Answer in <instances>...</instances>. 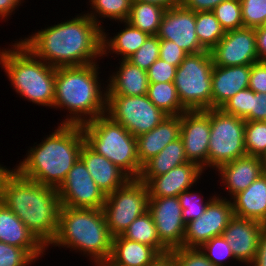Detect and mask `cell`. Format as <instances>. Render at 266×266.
Instances as JSON below:
<instances>
[{
  "label": "cell",
  "instance_id": "obj_1",
  "mask_svg": "<svg viewBox=\"0 0 266 266\" xmlns=\"http://www.w3.org/2000/svg\"><path fill=\"white\" fill-rule=\"evenodd\" d=\"M19 40L55 68L89 65L102 59V28L86 12Z\"/></svg>",
  "mask_w": 266,
  "mask_h": 266
},
{
  "label": "cell",
  "instance_id": "obj_2",
  "mask_svg": "<svg viewBox=\"0 0 266 266\" xmlns=\"http://www.w3.org/2000/svg\"><path fill=\"white\" fill-rule=\"evenodd\" d=\"M1 202L49 248L58 233L61 202L57 188L26 178L13 167L3 181Z\"/></svg>",
  "mask_w": 266,
  "mask_h": 266
},
{
  "label": "cell",
  "instance_id": "obj_3",
  "mask_svg": "<svg viewBox=\"0 0 266 266\" xmlns=\"http://www.w3.org/2000/svg\"><path fill=\"white\" fill-rule=\"evenodd\" d=\"M53 131L39 144L34 142L14 169L26 178L58 189L80 157L85 137L81 125L59 124Z\"/></svg>",
  "mask_w": 266,
  "mask_h": 266
},
{
  "label": "cell",
  "instance_id": "obj_4",
  "mask_svg": "<svg viewBox=\"0 0 266 266\" xmlns=\"http://www.w3.org/2000/svg\"><path fill=\"white\" fill-rule=\"evenodd\" d=\"M98 68V62L56 68L53 109L69 112L60 124L84 125L106 114L107 85Z\"/></svg>",
  "mask_w": 266,
  "mask_h": 266
},
{
  "label": "cell",
  "instance_id": "obj_5",
  "mask_svg": "<svg viewBox=\"0 0 266 266\" xmlns=\"http://www.w3.org/2000/svg\"><path fill=\"white\" fill-rule=\"evenodd\" d=\"M112 241L102 209L61 206L58 233L49 247L70 248L89 257L93 266H102L110 257Z\"/></svg>",
  "mask_w": 266,
  "mask_h": 266
},
{
  "label": "cell",
  "instance_id": "obj_6",
  "mask_svg": "<svg viewBox=\"0 0 266 266\" xmlns=\"http://www.w3.org/2000/svg\"><path fill=\"white\" fill-rule=\"evenodd\" d=\"M0 48V67L15 92L28 102L53 108L56 68L36 57L19 40Z\"/></svg>",
  "mask_w": 266,
  "mask_h": 266
},
{
  "label": "cell",
  "instance_id": "obj_7",
  "mask_svg": "<svg viewBox=\"0 0 266 266\" xmlns=\"http://www.w3.org/2000/svg\"><path fill=\"white\" fill-rule=\"evenodd\" d=\"M85 143L130 179H139L143 166L137 156L136 137L106 114L81 125Z\"/></svg>",
  "mask_w": 266,
  "mask_h": 266
},
{
  "label": "cell",
  "instance_id": "obj_8",
  "mask_svg": "<svg viewBox=\"0 0 266 266\" xmlns=\"http://www.w3.org/2000/svg\"><path fill=\"white\" fill-rule=\"evenodd\" d=\"M210 51L188 54L176 69L174 85L181 105L187 111L212 108V69Z\"/></svg>",
  "mask_w": 266,
  "mask_h": 266
},
{
  "label": "cell",
  "instance_id": "obj_9",
  "mask_svg": "<svg viewBox=\"0 0 266 266\" xmlns=\"http://www.w3.org/2000/svg\"><path fill=\"white\" fill-rule=\"evenodd\" d=\"M245 123V119L227 114L220 108L210 109L208 168L216 170L246 155Z\"/></svg>",
  "mask_w": 266,
  "mask_h": 266
},
{
  "label": "cell",
  "instance_id": "obj_10",
  "mask_svg": "<svg viewBox=\"0 0 266 266\" xmlns=\"http://www.w3.org/2000/svg\"><path fill=\"white\" fill-rule=\"evenodd\" d=\"M148 188L140 179H129L106 196L102 211L113 237L122 235L128 226L148 211Z\"/></svg>",
  "mask_w": 266,
  "mask_h": 266
},
{
  "label": "cell",
  "instance_id": "obj_11",
  "mask_svg": "<svg viewBox=\"0 0 266 266\" xmlns=\"http://www.w3.org/2000/svg\"><path fill=\"white\" fill-rule=\"evenodd\" d=\"M106 115L133 136L151 131L168 115L143 96H107Z\"/></svg>",
  "mask_w": 266,
  "mask_h": 266
},
{
  "label": "cell",
  "instance_id": "obj_12",
  "mask_svg": "<svg viewBox=\"0 0 266 266\" xmlns=\"http://www.w3.org/2000/svg\"><path fill=\"white\" fill-rule=\"evenodd\" d=\"M233 217L231 200L216 194L205 212L199 218L186 224L183 247L200 248L213 237L222 236Z\"/></svg>",
  "mask_w": 266,
  "mask_h": 266
},
{
  "label": "cell",
  "instance_id": "obj_13",
  "mask_svg": "<svg viewBox=\"0 0 266 266\" xmlns=\"http://www.w3.org/2000/svg\"><path fill=\"white\" fill-rule=\"evenodd\" d=\"M57 190L61 206L70 208L102 209L106 199L80 157Z\"/></svg>",
  "mask_w": 266,
  "mask_h": 266
},
{
  "label": "cell",
  "instance_id": "obj_14",
  "mask_svg": "<svg viewBox=\"0 0 266 266\" xmlns=\"http://www.w3.org/2000/svg\"><path fill=\"white\" fill-rule=\"evenodd\" d=\"M148 211L160 242L169 251L183 247L186 224L178 197L149 198Z\"/></svg>",
  "mask_w": 266,
  "mask_h": 266
},
{
  "label": "cell",
  "instance_id": "obj_15",
  "mask_svg": "<svg viewBox=\"0 0 266 266\" xmlns=\"http://www.w3.org/2000/svg\"><path fill=\"white\" fill-rule=\"evenodd\" d=\"M210 109L186 111L181 114L180 138L188 162L208 170Z\"/></svg>",
  "mask_w": 266,
  "mask_h": 266
},
{
  "label": "cell",
  "instance_id": "obj_16",
  "mask_svg": "<svg viewBox=\"0 0 266 266\" xmlns=\"http://www.w3.org/2000/svg\"><path fill=\"white\" fill-rule=\"evenodd\" d=\"M210 54L216 66L252 65L259 61L255 29L243 27L225 32Z\"/></svg>",
  "mask_w": 266,
  "mask_h": 266
},
{
  "label": "cell",
  "instance_id": "obj_17",
  "mask_svg": "<svg viewBox=\"0 0 266 266\" xmlns=\"http://www.w3.org/2000/svg\"><path fill=\"white\" fill-rule=\"evenodd\" d=\"M196 12L182 5L166 9L156 36L159 39L173 41L187 54L206 51L196 35Z\"/></svg>",
  "mask_w": 266,
  "mask_h": 266
},
{
  "label": "cell",
  "instance_id": "obj_18",
  "mask_svg": "<svg viewBox=\"0 0 266 266\" xmlns=\"http://www.w3.org/2000/svg\"><path fill=\"white\" fill-rule=\"evenodd\" d=\"M205 173L202 168L192 162L171 169L156 177H139L148 188L149 198L178 197L190 189ZM201 176V177H200Z\"/></svg>",
  "mask_w": 266,
  "mask_h": 266
},
{
  "label": "cell",
  "instance_id": "obj_19",
  "mask_svg": "<svg viewBox=\"0 0 266 266\" xmlns=\"http://www.w3.org/2000/svg\"><path fill=\"white\" fill-rule=\"evenodd\" d=\"M266 225L255 220L234 216L223 232L230 243L235 261L249 266L256 256L259 238Z\"/></svg>",
  "mask_w": 266,
  "mask_h": 266
},
{
  "label": "cell",
  "instance_id": "obj_20",
  "mask_svg": "<svg viewBox=\"0 0 266 266\" xmlns=\"http://www.w3.org/2000/svg\"><path fill=\"white\" fill-rule=\"evenodd\" d=\"M217 171L222 181L221 185H224L222 189L225 188L228 191L231 200L266 171V160L259 156L246 154L219 166Z\"/></svg>",
  "mask_w": 266,
  "mask_h": 266
},
{
  "label": "cell",
  "instance_id": "obj_21",
  "mask_svg": "<svg viewBox=\"0 0 266 266\" xmlns=\"http://www.w3.org/2000/svg\"><path fill=\"white\" fill-rule=\"evenodd\" d=\"M251 65L213 66L212 108H221L236 93L247 89Z\"/></svg>",
  "mask_w": 266,
  "mask_h": 266
},
{
  "label": "cell",
  "instance_id": "obj_22",
  "mask_svg": "<svg viewBox=\"0 0 266 266\" xmlns=\"http://www.w3.org/2000/svg\"><path fill=\"white\" fill-rule=\"evenodd\" d=\"M0 241L25 249L36 261L43 257L47 250L21 219L2 202H0Z\"/></svg>",
  "mask_w": 266,
  "mask_h": 266
},
{
  "label": "cell",
  "instance_id": "obj_23",
  "mask_svg": "<svg viewBox=\"0 0 266 266\" xmlns=\"http://www.w3.org/2000/svg\"><path fill=\"white\" fill-rule=\"evenodd\" d=\"M80 158L105 196L122 187L130 179L115 164L104 156L97 154L86 143L81 148Z\"/></svg>",
  "mask_w": 266,
  "mask_h": 266
},
{
  "label": "cell",
  "instance_id": "obj_24",
  "mask_svg": "<svg viewBox=\"0 0 266 266\" xmlns=\"http://www.w3.org/2000/svg\"><path fill=\"white\" fill-rule=\"evenodd\" d=\"M181 115L167 116L151 131L136 137L137 156L143 166L172 141L180 137Z\"/></svg>",
  "mask_w": 266,
  "mask_h": 266
},
{
  "label": "cell",
  "instance_id": "obj_25",
  "mask_svg": "<svg viewBox=\"0 0 266 266\" xmlns=\"http://www.w3.org/2000/svg\"><path fill=\"white\" fill-rule=\"evenodd\" d=\"M117 71L108 77L107 96H143L148 93L147 71L128 60L118 62Z\"/></svg>",
  "mask_w": 266,
  "mask_h": 266
},
{
  "label": "cell",
  "instance_id": "obj_26",
  "mask_svg": "<svg viewBox=\"0 0 266 266\" xmlns=\"http://www.w3.org/2000/svg\"><path fill=\"white\" fill-rule=\"evenodd\" d=\"M234 216L266 225V171L232 199Z\"/></svg>",
  "mask_w": 266,
  "mask_h": 266
},
{
  "label": "cell",
  "instance_id": "obj_27",
  "mask_svg": "<svg viewBox=\"0 0 266 266\" xmlns=\"http://www.w3.org/2000/svg\"><path fill=\"white\" fill-rule=\"evenodd\" d=\"M159 255L149 245L118 235L113 237L110 257L102 266H149Z\"/></svg>",
  "mask_w": 266,
  "mask_h": 266
},
{
  "label": "cell",
  "instance_id": "obj_28",
  "mask_svg": "<svg viewBox=\"0 0 266 266\" xmlns=\"http://www.w3.org/2000/svg\"><path fill=\"white\" fill-rule=\"evenodd\" d=\"M125 28L117 32L113 37L102 29V58L109 57V53L120 56L121 60H127L145 42L149 36L147 33L133 27L129 22L123 21Z\"/></svg>",
  "mask_w": 266,
  "mask_h": 266
},
{
  "label": "cell",
  "instance_id": "obj_29",
  "mask_svg": "<svg viewBox=\"0 0 266 266\" xmlns=\"http://www.w3.org/2000/svg\"><path fill=\"white\" fill-rule=\"evenodd\" d=\"M187 162L185 148L179 137L143 165L140 177H156Z\"/></svg>",
  "mask_w": 266,
  "mask_h": 266
},
{
  "label": "cell",
  "instance_id": "obj_30",
  "mask_svg": "<svg viewBox=\"0 0 266 266\" xmlns=\"http://www.w3.org/2000/svg\"><path fill=\"white\" fill-rule=\"evenodd\" d=\"M165 11V8L155 4L132 1L127 22L148 35H156Z\"/></svg>",
  "mask_w": 266,
  "mask_h": 266
},
{
  "label": "cell",
  "instance_id": "obj_31",
  "mask_svg": "<svg viewBox=\"0 0 266 266\" xmlns=\"http://www.w3.org/2000/svg\"><path fill=\"white\" fill-rule=\"evenodd\" d=\"M124 238L153 247L159 254L169 252L160 242L156 226L149 211L136 218L122 234Z\"/></svg>",
  "mask_w": 266,
  "mask_h": 266
},
{
  "label": "cell",
  "instance_id": "obj_32",
  "mask_svg": "<svg viewBox=\"0 0 266 266\" xmlns=\"http://www.w3.org/2000/svg\"><path fill=\"white\" fill-rule=\"evenodd\" d=\"M149 100L168 116L181 115L187 110L181 105L173 82L149 83Z\"/></svg>",
  "mask_w": 266,
  "mask_h": 266
},
{
  "label": "cell",
  "instance_id": "obj_33",
  "mask_svg": "<svg viewBox=\"0 0 266 266\" xmlns=\"http://www.w3.org/2000/svg\"><path fill=\"white\" fill-rule=\"evenodd\" d=\"M88 2L92 11H87L86 14L102 29L104 28L101 24L103 19L109 18L110 21L120 22V24L127 21L132 4V0H89Z\"/></svg>",
  "mask_w": 266,
  "mask_h": 266
},
{
  "label": "cell",
  "instance_id": "obj_34",
  "mask_svg": "<svg viewBox=\"0 0 266 266\" xmlns=\"http://www.w3.org/2000/svg\"><path fill=\"white\" fill-rule=\"evenodd\" d=\"M195 24L197 38L206 51H211L225 35V30L212 11L196 12Z\"/></svg>",
  "mask_w": 266,
  "mask_h": 266
},
{
  "label": "cell",
  "instance_id": "obj_35",
  "mask_svg": "<svg viewBox=\"0 0 266 266\" xmlns=\"http://www.w3.org/2000/svg\"><path fill=\"white\" fill-rule=\"evenodd\" d=\"M244 141L247 155L266 160V125L263 121H246Z\"/></svg>",
  "mask_w": 266,
  "mask_h": 266
},
{
  "label": "cell",
  "instance_id": "obj_36",
  "mask_svg": "<svg viewBox=\"0 0 266 266\" xmlns=\"http://www.w3.org/2000/svg\"><path fill=\"white\" fill-rule=\"evenodd\" d=\"M191 190L192 189L190 188L178 195V199L182 208V217L185 224H188L190 221L199 218L205 212L209 202L216 196L214 194L205 200L201 196V191L195 192Z\"/></svg>",
  "mask_w": 266,
  "mask_h": 266
},
{
  "label": "cell",
  "instance_id": "obj_37",
  "mask_svg": "<svg viewBox=\"0 0 266 266\" xmlns=\"http://www.w3.org/2000/svg\"><path fill=\"white\" fill-rule=\"evenodd\" d=\"M225 32L243 28L240 0H226L212 11Z\"/></svg>",
  "mask_w": 266,
  "mask_h": 266
},
{
  "label": "cell",
  "instance_id": "obj_38",
  "mask_svg": "<svg viewBox=\"0 0 266 266\" xmlns=\"http://www.w3.org/2000/svg\"><path fill=\"white\" fill-rule=\"evenodd\" d=\"M200 250L215 266H228L230 258L235 260L230 243L222 236L213 237L200 247ZM227 264V265H226Z\"/></svg>",
  "mask_w": 266,
  "mask_h": 266
},
{
  "label": "cell",
  "instance_id": "obj_39",
  "mask_svg": "<svg viewBox=\"0 0 266 266\" xmlns=\"http://www.w3.org/2000/svg\"><path fill=\"white\" fill-rule=\"evenodd\" d=\"M255 92L250 88L236 93L220 109L225 113L252 121V97Z\"/></svg>",
  "mask_w": 266,
  "mask_h": 266
},
{
  "label": "cell",
  "instance_id": "obj_40",
  "mask_svg": "<svg viewBox=\"0 0 266 266\" xmlns=\"http://www.w3.org/2000/svg\"><path fill=\"white\" fill-rule=\"evenodd\" d=\"M160 39L156 35H149L144 44L127 60L133 65L147 71L159 58Z\"/></svg>",
  "mask_w": 266,
  "mask_h": 266
},
{
  "label": "cell",
  "instance_id": "obj_41",
  "mask_svg": "<svg viewBox=\"0 0 266 266\" xmlns=\"http://www.w3.org/2000/svg\"><path fill=\"white\" fill-rule=\"evenodd\" d=\"M244 27L258 28L266 23V0H240Z\"/></svg>",
  "mask_w": 266,
  "mask_h": 266
},
{
  "label": "cell",
  "instance_id": "obj_42",
  "mask_svg": "<svg viewBox=\"0 0 266 266\" xmlns=\"http://www.w3.org/2000/svg\"><path fill=\"white\" fill-rule=\"evenodd\" d=\"M35 261L25 249L0 241V266H31Z\"/></svg>",
  "mask_w": 266,
  "mask_h": 266
},
{
  "label": "cell",
  "instance_id": "obj_43",
  "mask_svg": "<svg viewBox=\"0 0 266 266\" xmlns=\"http://www.w3.org/2000/svg\"><path fill=\"white\" fill-rule=\"evenodd\" d=\"M170 252L175 256L177 266H215L200 248L180 247Z\"/></svg>",
  "mask_w": 266,
  "mask_h": 266
},
{
  "label": "cell",
  "instance_id": "obj_44",
  "mask_svg": "<svg viewBox=\"0 0 266 266\" xmlns=\"http://www.w3.org/2000/svg\"><path fill=\"white\" fill-rule=\"evenodd\" d=\"M177 67L158 58L147 70L149 83L173 82Z\"/></svg>",
  "mask_w": 266,
  "mask_h": 266
},
{
  "label": "cell",
  "instance_id": "obj_45",
  "mask_svg": "<svg viewBox=\"0 0 266 266\" xmlns=\"http://www.w3.org/2000/svg\"><path fill=\"white\" fill-rule=\"evenodd\" d=\"M188 54L173 41L160 39L159 58L178 67Z\"/></svg>",
  "mask_w": 266,
  "mask_h": 266
},
{
  "label": "cell",
  "instance_id": "obj_46",
  "mask_svg": "<svg viewBox=\"0 0 266 266\" xmlns=\"http://www.w3.org/2000/svg\"><path fill=\"white\" fill-rule=\"evenodd\" d=\"M248 88L255 93H266V61H257L251 65Z\"/></svg>",
  "mask_w": 266,
  "mask_h": 266
},
{
  "label": "cell",
  "instance_id": "obj_47",
  "mask_svg": "<svg viewBox=\"0 0 266 266\" xmlns=\"http://www.w3.org/2000/svg\"><path fill=\"white\" fill-rule=\"evenodd\" d=\"M223 1L226 0H182L181 5L194 12H211Z\"/></svg>",
  "mask_w": 266,
  "mask_h": 266
},
{
  "label": "cell",
  "instance_id": "obj_48",
  "mask_svg": "<svg viewBox=\"0 0 266 266\" xmlns=\"http://www.w3.org/2000/svg\"><path fill=\"white\" fill-rule=\"evenodd\" d=\"M266 118V93H255L252 97V121Z\"/></svg>",
  "mask_w": 266,
  "mask_h": 266
},
{
  "label": "cell",
  "instance_id": "obj_49",
  "mask_svg": "<svg viewBox=\"0 0 266 266\" xmlns=\"http://www.w3.org/2000/svg\"><path fill=\"white\" fill-rule=\"evenodd\" d=\"M256 49L259 61H266V27L255 28Z\"/></svg>",
  "mask_w": 266,
  "mask_h": 266
},
{
  "label": "cell",
  "instance_id": "obj_50",
  "mask_svg": "<svg viewBox=\"0 0 266 266\" xmlns=\"http://www.w3.org/2000/svg\"><path fill=\"white\" fill-rule=\"evenodd\" d=\"M249 266H266V227L259 238V245L253 262Z\"/></svg>",
  "mask_w": 266,
  "mask_h": 266
},
{
  "label": "cell",
  "instance_id": "obj_51",
  "mask_svg": "<svg viewBox=\"0 0 266 266\" xmlns=\"http://www.w3.org/2000/svg\"><path fill=\"white\" fill-rule=\"evenodd\" d=\"M24 0H0V19H7L22 5Z\"/></svg>",
  "mask_w": 266,
  "mask_h": 266
},
{
  "label": "cell",
  "instance_id": "obj_52",
  "mask_svg": "<svg viewBox=\"0 0 266 266\" xmlns=\"http://www.w3.org/2000/svg\"><path fill=\"white\" fill-rule=\"evenodd\" d=\"M149 266H177L175 256L169 251L160 254Z\"/></svg>",
  "mask_w": 266,
  "mask_h": 266
},
{
  "label": "cell",
  "instance_id": "obj_53",
  "mask_svg": "<svg viewBox=\"0 0 266 266\" xmlns=\"http://www.w3.org/2000/svg\"><path fill=\"white\" fill-rule=\"evenodd\" d=\"M132 1H142V2H147V3H151V4H155L158 6H161L165 9L171 8V7H175V6H179L181 5V1L182 0H132Z\"/></svg>",
  "mask_w": 266,
  "mask_h": 266
},
{
  "label": "cell",
  "instance_id": "obj_54",
  "mask_svg": "<svg viewBox=\"0 0 266 266\" xmlns=\"http://www.w3.org/2000/svg\"><path fill=\"white\" fill-rule=\"evenodd\" d=\"M10 171H11V168L9 169L6 166H2V164H0V202H1V194H2V184H3L5 177Z\"/></svg>",
  "mask_w": 266,
  "mask_h": 266
}]
</instances>
